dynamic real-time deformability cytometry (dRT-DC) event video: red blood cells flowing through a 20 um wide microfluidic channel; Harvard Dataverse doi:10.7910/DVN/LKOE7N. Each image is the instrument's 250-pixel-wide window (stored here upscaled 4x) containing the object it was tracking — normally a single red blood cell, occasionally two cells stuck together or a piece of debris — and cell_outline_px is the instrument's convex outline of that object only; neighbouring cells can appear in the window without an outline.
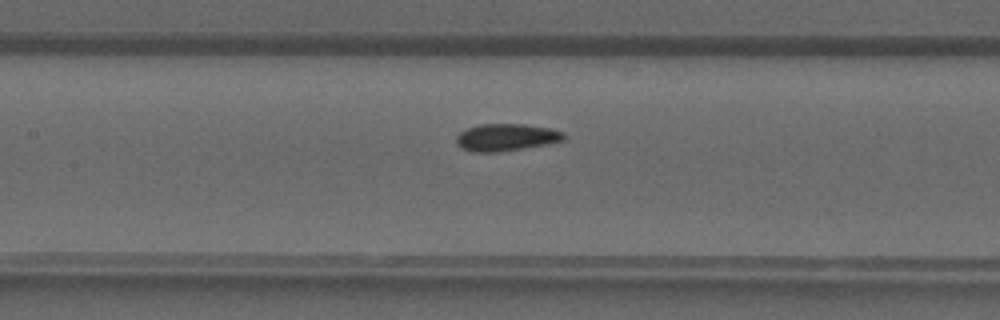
{"species": "common noctule bat (a hibernating species)", "species_latin": "Nyctalus noctula", "temperature_condition": "warm", "stored_images_in_passage": 32, "camera_frame_rate_fps": 3000, "um_per_image_px": 0.085, "animal": {"sex": "male", "forearm_length_mm": 52.5}, "frame": {"image": 1, "passage_image": 11, "time_ms": 3.333, "image_size_px": [1000, 320], "cell_outline_px": [[564, 140], [548, 144], [524, 148], [496, 152], [472, 152], [456, 144], [456, 136], [460, 132], [468, 128], [480, 124], [524, 124], [552, 128], [564, 132]], "centroid_in_image_um": [43.04, 11.67], "position_along_channel_um": 164.4, "area_um2": 17.05}}
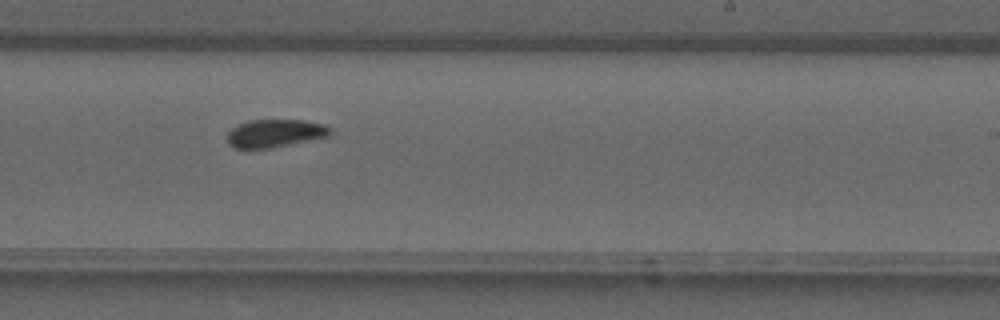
{"frame": {"image": 2, "passage_image": 17, "time_ms": 5.333, "image_size_px": [1000, 320], "cell_outline_px": [[332, 132], [328, 136], [268, 148], [236, 148], [228, 144], [228, 132], [232, 128], [248, 120], [304, 120], [324, 124], [332, 128]], "centroid_in_image_um": [23.38, 11.31], "position_along_channel_um": 265.6, "area_um2": 16.53}}
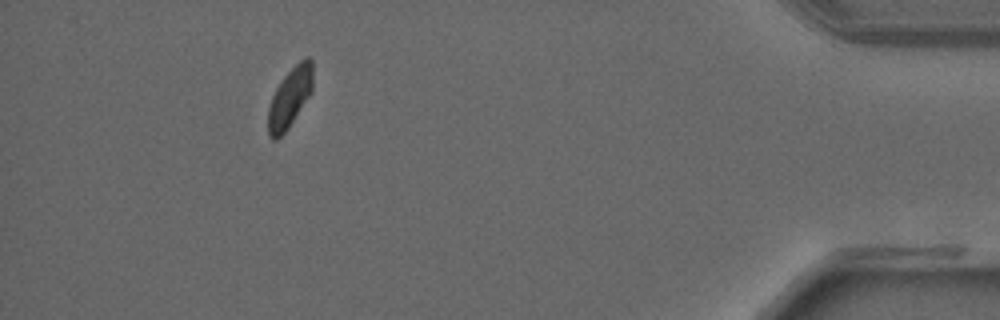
{"frame": {"image": 3, "passage_image": 29, "time_ms": 9.333, "image_size_px": [1000, 320], "cell_outline_px": [[312, 92], [288, 128], [276, 140], [272, 140], [268, 136], [268, 108], [272, 96], [276, 88], [284, 76], [304, 56], [308, 56], [312, 60]], "centroid_in_image_um": [24.63, 8.29], "position_along_channel_um": 410.6, "area_um2": 15.55}}